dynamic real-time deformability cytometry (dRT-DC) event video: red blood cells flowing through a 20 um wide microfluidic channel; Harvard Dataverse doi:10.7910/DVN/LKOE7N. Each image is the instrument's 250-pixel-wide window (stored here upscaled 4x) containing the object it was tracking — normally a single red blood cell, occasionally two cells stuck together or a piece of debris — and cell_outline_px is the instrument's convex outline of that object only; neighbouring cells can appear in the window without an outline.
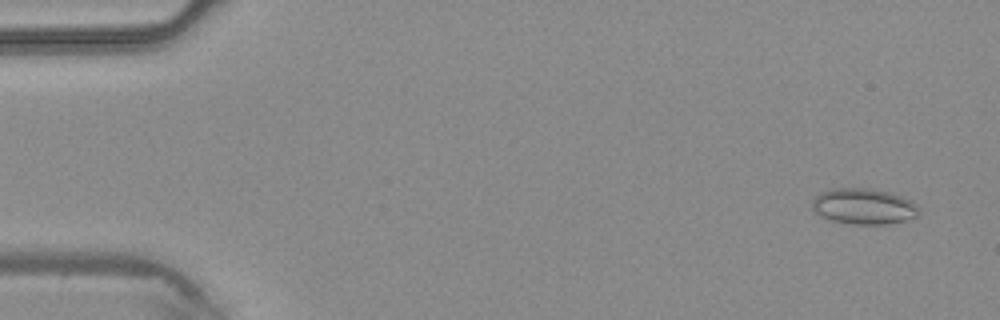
{"species": "common noctule bat (a hibernating species)", "species_latin": "Nyctalus noctula", "temperature_condition": "warm", "stored_images_in_passage": 2, "camera_frame_rate_fps": 3000, "um_per_image_px": 0.085, "animal": {"sex": "male", "body_mass_g": 20.4}, "frame": {"image": 1, "passage_image": 2, "time_ms": 0.333, "image_size_px": [1000, 320], "cell_outline_px": [[920, 212], [916, 216], [904, 220], [888, 224], [852, 224], [832, 220], [820, 216], [812, 208], [812, 200], [820, 192], [832, 188], [864, 188], [888, 192], [912, 200], [920, 208]], "centroid_in_image_um": [73.41, 17.54], "position_along_channel_um": 11.6, "area_um2": 22.25}}